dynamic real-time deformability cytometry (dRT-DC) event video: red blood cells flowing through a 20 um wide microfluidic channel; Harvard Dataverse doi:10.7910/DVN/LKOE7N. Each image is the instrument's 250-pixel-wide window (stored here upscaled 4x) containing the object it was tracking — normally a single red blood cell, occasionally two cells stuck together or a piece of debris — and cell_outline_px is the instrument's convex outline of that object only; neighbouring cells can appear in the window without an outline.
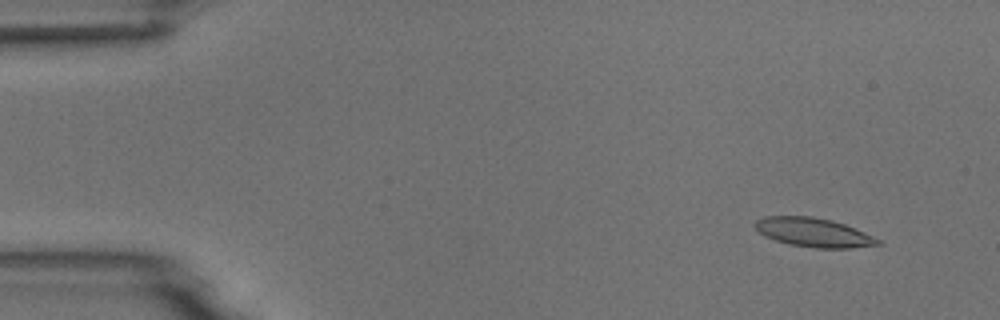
{"species": "common noctule bat (a hibernating species)", "species_latin": "Nyctalus noctula", "temperature_condition": "room temperature", "stored_images_in_passage": 5, "camera_frame_rate_fps": 3000, "um_per_image_px": 0.085, "animal": {"sex": "male", "body_mass_g": 18.8}, "frame": {"image": 1, "passage_image": 2, "time_ms": 1.333, "image_size_px": [1000, 320], "cell_outline_px": [[884, 244], [852, 248], [816, 248], [788, 244], [764, 236], [752, 224], [756, 220], [764, 216], [812, 216], [832, 220], [844, 224], [864, 232], [880, 240]], "centroid_in_image_um": [69.14, 19.75], "position_along_channel_um": 15.9, "area_um2": 20.81}}
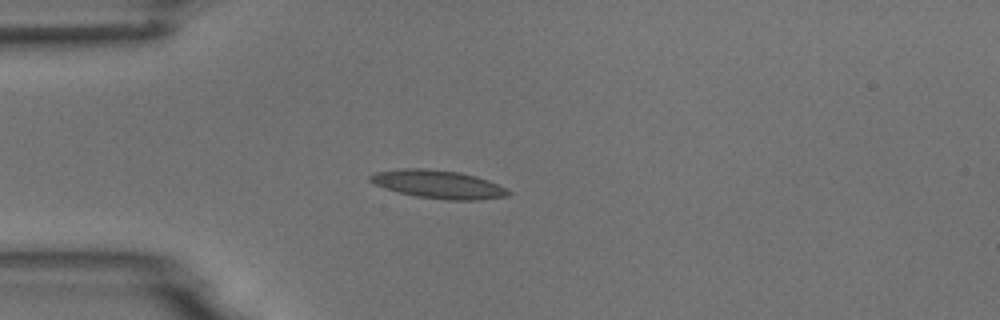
{"frame": {"image": 2, "passage_image": 5, "time_ms": 4.667, "image_size_px": [1000, 320], "cell_outline_px": [[512, 192], [508, 196], [476, 200], [448, 200], [416, 196], [384, 188], [368, 180], [368, 176], [372, 172], [404, 168], [424, 168], [460, 172], [476, 176], [488, 180]], "centroid_in_image_um": [37.22, 15.66], "position_along_channel_um": 47.8, "area_um2": 22.66}}